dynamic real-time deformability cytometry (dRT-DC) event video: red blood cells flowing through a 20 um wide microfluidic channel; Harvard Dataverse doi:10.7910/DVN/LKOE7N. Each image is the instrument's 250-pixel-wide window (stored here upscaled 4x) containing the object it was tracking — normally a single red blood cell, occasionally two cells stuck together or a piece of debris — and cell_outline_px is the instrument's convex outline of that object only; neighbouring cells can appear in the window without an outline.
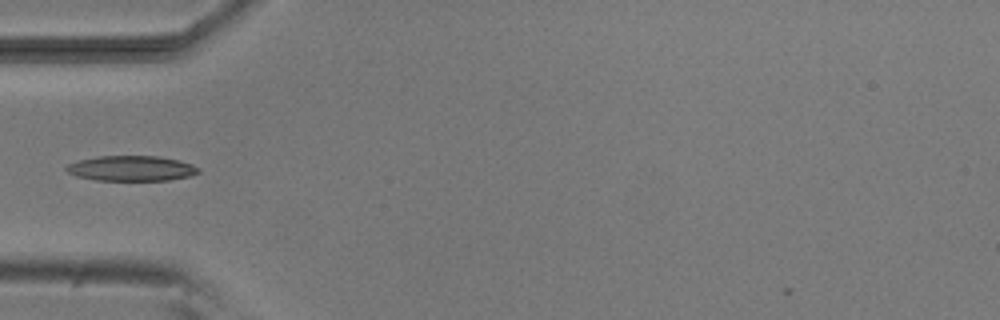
{"species": "common noctule bat (a hibernating species)", "species_latin": "Nyctalus noctula", "temperature_condition": "room temperature", "stored_images_in_passage": 5, "camera_frame_rate_fps": 3000, "um_per_image_px": 0.085, "animal": {"sex": "male", "body_mass_g": 20.5, "forearm_length_mm": 52.5}, "frame": {"image": 1, "passage_image": 5, "time_ms": 4.667, "image_size_px": [1000, 320], "cell_outline_px": [[200, 172], [188, 176], [168, 180], [96, 180], [76, 176], [68, 172], [64, 168], [68, 164], [80, 160], [100, 156], [160, 156], [180, 160], [192, 164], [200, 168]], "centroid_in_image_um": [11.19, 14.3], "position_along_channel_um": 73.8, "area_um2": 19.36}}